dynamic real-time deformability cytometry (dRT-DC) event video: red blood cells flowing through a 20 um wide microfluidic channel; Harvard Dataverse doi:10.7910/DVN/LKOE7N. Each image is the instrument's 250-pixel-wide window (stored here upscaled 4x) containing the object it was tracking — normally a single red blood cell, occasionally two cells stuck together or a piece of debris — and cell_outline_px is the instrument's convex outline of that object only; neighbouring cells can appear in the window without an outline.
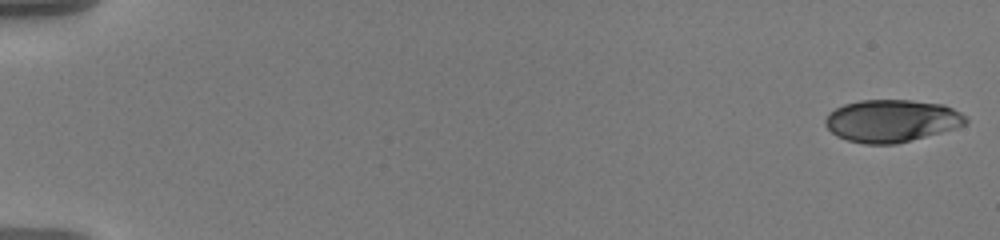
{"species": "human", "species_latin": "Homo sapiens", "temperature_condition": "warm", "stored_images_in_passage": 57, "camera_frame_rate_fps": 3000, "um_per_image_px": 0.085, "donor": {"sex": "male"}, "frame": {"image": 1, "passage_image": 1, "time_ms": 0.0, "image_size_px": [1000, 240], "cell_outline_px": [[968, 120], [964, 124], [940, 132], [896, 144], [864, 144], [848, 140], [836, 136], [824, 124], [824, 120], [828, 112], [844, 104], [860, 100], [912, 100], [944, 104], [960, 112]], "centroid_in_image_um": [75.74, 10.26], "position_along_channel_um": 9.3, "area_um2": 34.56}}
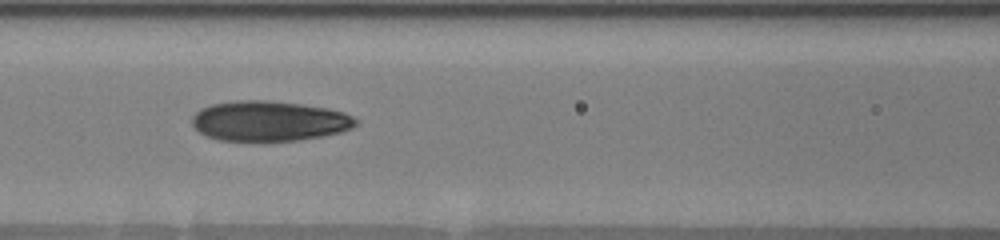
{"frame": {"image": 2, "passage_image": 27, "time_ms": 8.667, "image_size_px": [1000, 240], "cell_outline_px": [[360, 124], [352, 128], [340, 132], [300, 140], [268, 144], [260, 144], [220, 140], [208, 136], [200, 132], [192, 124], [192, 116], [200, 108], [212, 104], [236, 100], [268, 100], [300, 104], [328, 108], [344, 112], [360, 120]], "centroid_in_image_um": [22.89, 10.33], "position_along_channel_um": 143.7, "area_um2": 39.54}}
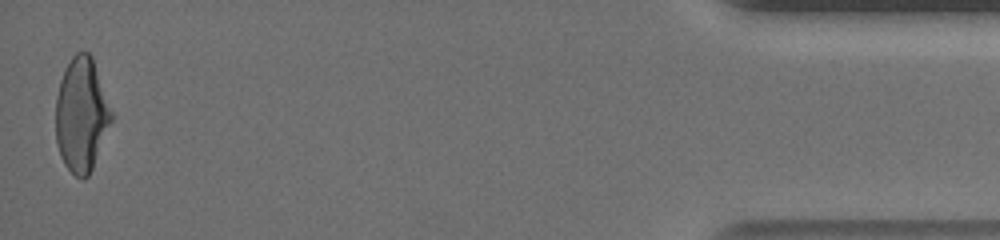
{"frame": {"image": 3, "passage_image": 57, "time_ms": 18.667, "image_size_px": [1000, 240], "cell_outline_px": [[112, 120], [92, 168], [88, 176], [84, 180], [76, 176], [64, 164], [60, 156], [56, 140], [56, 96], [60, 80], [64, 68], [72, 56], [76, 52], [88, 52], [92, 56], [112, 112]], "centroid_in_image_um": [6.91, 9.74], "position_along_channel_um": 428.3, "area_um2": 36.82}, "authors_computed_cell_mechanics": {"area_um2": 37.1076, "velocity_mm_per_s": 3.5914, "shape_relaxation_time_tau1_ms": 5.7027, "shape_relaxation_time_tau2_ms": 1.536, "deformation_change_tau1": 0.2178, "deformation_change_tau2": 0.0766}}